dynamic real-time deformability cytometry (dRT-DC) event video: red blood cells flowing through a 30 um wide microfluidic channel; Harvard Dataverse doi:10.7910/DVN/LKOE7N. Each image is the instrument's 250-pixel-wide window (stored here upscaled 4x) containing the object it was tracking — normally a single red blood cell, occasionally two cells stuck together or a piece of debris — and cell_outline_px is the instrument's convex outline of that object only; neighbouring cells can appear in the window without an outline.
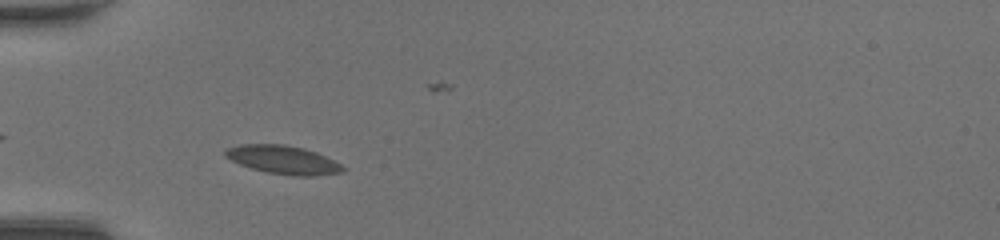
{"species": "common noctule bat (a hibernating species)", "species_latin": "Nyctalus noctula", "temperature_condition": "room temperature", "stored_images_in_passage": 37, "camera_frame_rate_fps": 3000, "um_per_image_px": 0.085, "animal": {"sex": "female", "body_mass_g": 20.0, "forearm_length_mm": 54.0}, "frame": {"image": 1, "passage_image": 4, "time_ms": 1.0, "image_size_px": [1000, 240], "cell_outline_px": [[348, 168], [340, 172], [312, 176], [296, 176], [268, 172], [252, 168], [240, 164], [224, 156], [224, 152], [228, 148], [240, 144], [284, 144], [304, 148], [316, 152]], "centroid_in_image_um": [24.06, 13.57], "position_along_channel_um": 60.9, "area_um2": 19.25}}
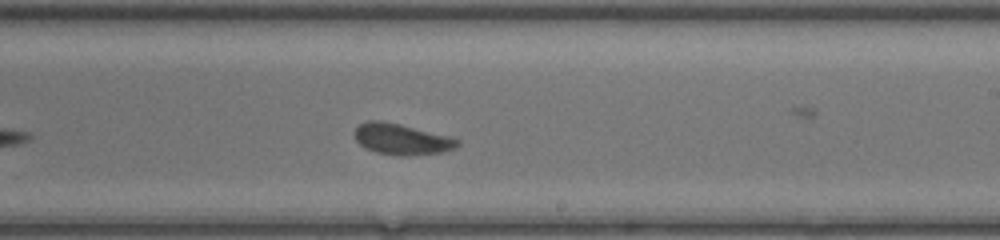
{"frame": {"image": 2, "passage_image": 18, "time_ms": 5.667, "image_size_px": [1000, 240], "cell_outline_px": [[460, 144], [456, 148], [440, 152], [404, 156], [400, 156], [376, 152], [364, 148], [356, 140], [352, 132], [360, 124], [368, 120], [380, 120], [400, 124], [448, 136], [460, 140]], "centroid_in_image_um": [34.1, 11.83], "position_along_channel_um": 254.9, "area_um2": 18.55}}
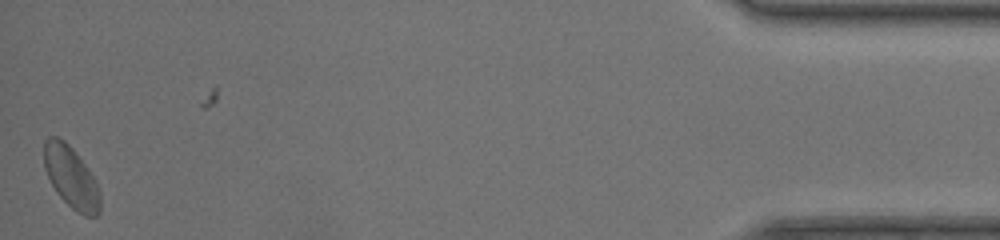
{"frame": {"image": 3, "passage_image": 36, "time_ms": 11.667, "image_size_px": [1000, 240], "cell_outline_px": [[100, 212], [96, 216], [84, 216], [72, 208], [56, 192], [44, 168], [44, 140], [48, 136], [56, 136], [64, 140], [72, 148], [84, 164], [92, 176], [100, 192]], "centroid_in_image_um": [6.03, 15.06], "position_along_channel_um": 429.2, "area_um2": 19.88}, "authors_computed_cell_mechanics": {"area_um2": 18.5538, "velocity_mm_per_s": 4.301, "shape_relaxation_time_tau1_ms": 5.5989, "shape_relaxation_time_tau2_ms": 1.6695, "deformation_change_tau1": 0.0974, "deformation_change_tau2": 0.0783}}